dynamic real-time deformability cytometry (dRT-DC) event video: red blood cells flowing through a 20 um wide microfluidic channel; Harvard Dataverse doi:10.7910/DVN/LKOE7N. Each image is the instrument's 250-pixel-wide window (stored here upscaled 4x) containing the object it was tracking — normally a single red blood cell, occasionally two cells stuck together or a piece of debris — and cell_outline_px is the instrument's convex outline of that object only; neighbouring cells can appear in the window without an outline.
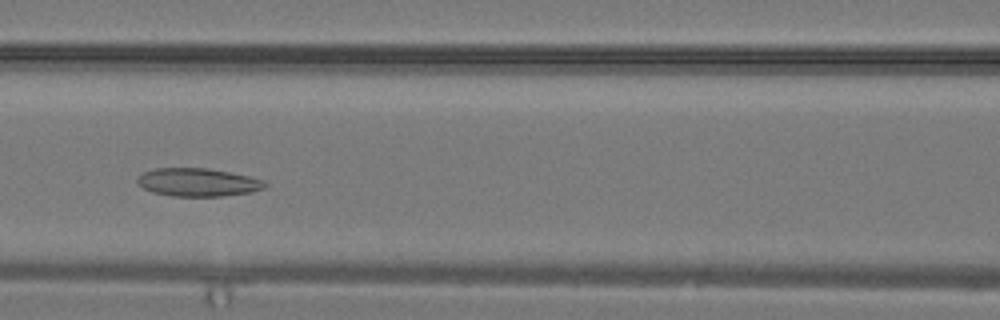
{"species": "common noctule bat (a hibernating species)", "species_latin": "Nyctalus noctula", "temperature_condition": "warm", "stored_images_in_passage": 20, "camera_frame_rate_fps": 3000, "um_per_image_px": 0.085, "animal": {"sex": "male", "body_mass_g": 19.2, "forearm_length_mm": 51.8}, "frame": {"image": 1, "passage_image": 11, "time_ms": 3.333, "image_size_px": [1000, 320], "cell_outline_px": [[268, 184], [264, 188], [252, 192], [224, 196], [172, 196], [152, 192], [144, 188], [136, 180], [136, 176], [144, 172], [156, 168], [208, 168], [248, 176], [264, 180]], "centroid_in_image_um": [16.82, 15.49], "position_along_channel_um": 149.8, "area_um2": 20.92}}
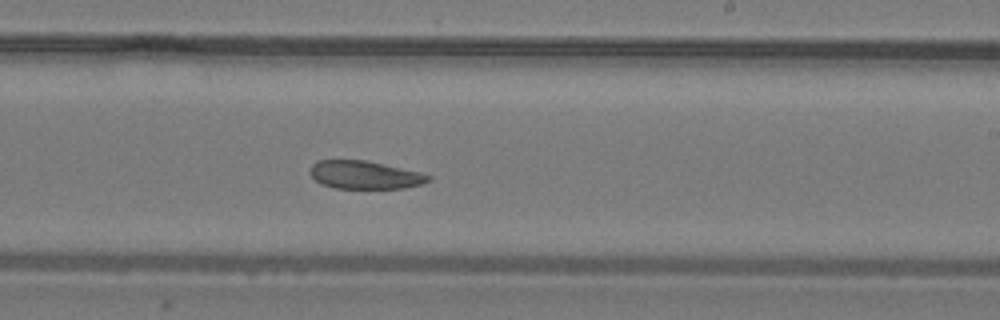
{"frame": {"image": 2, "passage_image": 16, "time_ms": 5.0, "image_size_px": [1000, 320], "cell_outline_px": [[432, 180], [420, 184], [404, 188], [332, 188], [320, 184], [312, 176], [312, 164], [316, 160], [364, 160], [420, 172], [432, 176]], "centroid_in_image_um": [31.01, 14.87], "position_along_channel_um": 258.0, "area_um2": 19.19}}
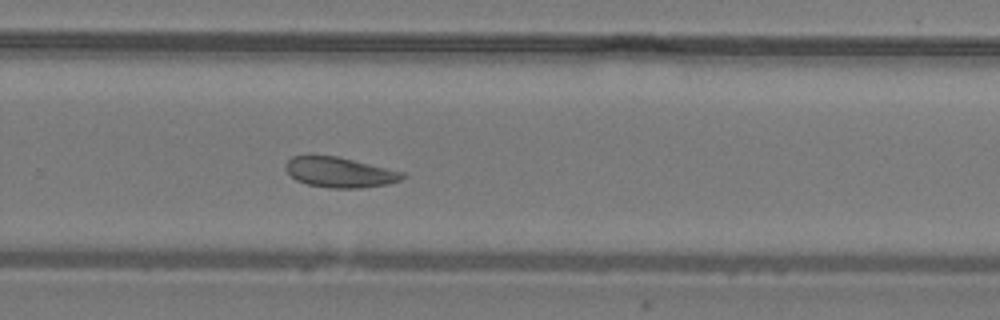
{"frame": {"image": 3, "passage_image": 18, "time_ms": 5.667, "image_size_px": [1000, 320], "cell_outline_px": [[404, 176], [400, 180], [388, 184], [360, 188], [328, 188], [308, 184], [296, 180], [284, 168], [284, 164], [292, 156], [308, 152], [336, 156], [404, 172]], "centroid_in_image_um": [28.78, 14.61], "position_along_channel_um": 301.0, "area_um2": 20.98}}